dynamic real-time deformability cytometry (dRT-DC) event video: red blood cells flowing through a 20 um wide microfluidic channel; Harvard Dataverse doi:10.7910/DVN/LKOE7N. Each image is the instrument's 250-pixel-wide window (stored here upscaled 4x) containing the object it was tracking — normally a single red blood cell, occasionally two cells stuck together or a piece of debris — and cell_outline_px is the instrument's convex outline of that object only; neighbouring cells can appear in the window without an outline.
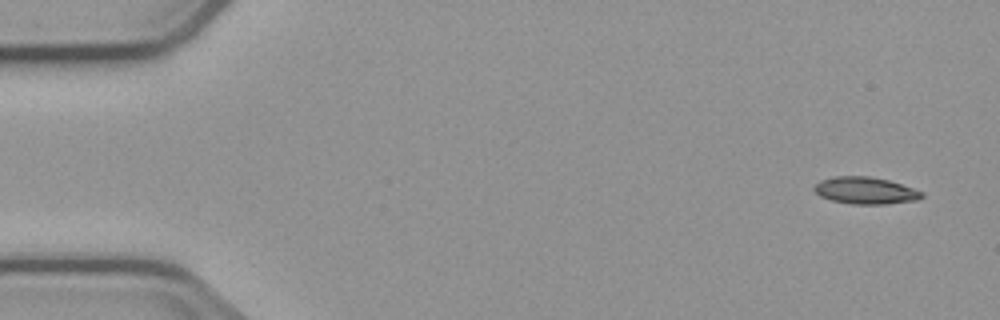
{"species": "common noctule bat (a hibernating species)", "species_latin": "Nyctalus noctula", "temperature_condition": "cold", "stored_images_in_passage": 4, "camera_frame_rate_fps": 3000, "um_per_image_px": 0.085, "animal": {"sex": "male", "body_mass_g": 23.1, "forearm_length_mm": 52.7}, "frame": {"image": 1, "passage_image": 1, "time_ms": 0.0, "image_size_px": [1000, 320], "cell_outline_px": [[924, 196], [916, 200], [884, 204], [852, 204], [832, 200], [820, 196], [812, 188], [820, 180], [836, 176], [868, 176], [888, 180], [924, 192]], "centroid_in_image_um": [73.55, 16.19], "position_along_channel_um": 11.5, "area_um2": 16.76}}
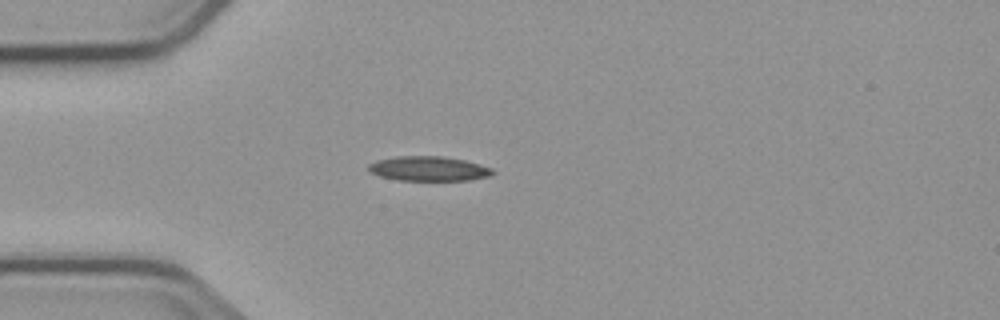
{"frame": {"image": 2, "passage_image": 4, "time_ms": 4.0, "image_size_px": [1000, 320], "cell_outline_px": [[496, 172], [488, 176], [468, 180], [400, 180], [380, 176], [372, 172], [368, 168], [368, 164], [376, 160], [396, 156], [440, 156], [464, 160], [492, 168]], "centroid_in_image_um": [36.43, 14.33], "position_along_channel_um": 48.6, "area_um2": 17.63}}